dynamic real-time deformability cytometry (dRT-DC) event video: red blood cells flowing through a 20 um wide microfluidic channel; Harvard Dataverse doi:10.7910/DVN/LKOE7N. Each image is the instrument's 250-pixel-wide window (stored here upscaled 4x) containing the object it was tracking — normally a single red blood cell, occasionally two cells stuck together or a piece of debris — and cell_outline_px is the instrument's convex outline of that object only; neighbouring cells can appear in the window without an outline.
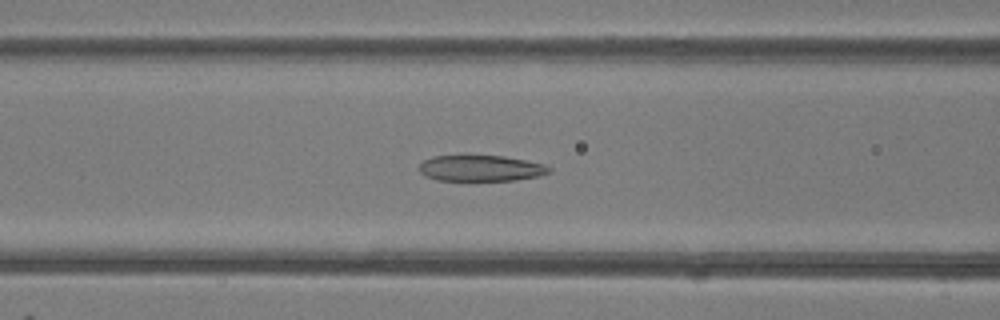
{"species": "common noctule bat (a hibernating species)", "species_latin": "Nyctalus noctula", "temperature_condition": "room temperature", "stored_images_in_passage": 48, "camera_frame_rate_fps": 3000, "um_per_image_px": 0.085, "animal": {"sex": "female"}, "frame": {"image": 1, "passage_image": 19, "time_ms": 6.0, "image_size_px": [1000, 320], "cell_outline_px": [[552, 172], [540, 176], [516, 180], [436, 180], [424, 176], [416, 168], [424, 160], [432, 156], [504, 156], [544, 164], [552, 168]], "centroid_in_image_um": [40.86, 14.31], "position_along_channel_um": 125.7, "area_um2": 19.77}}
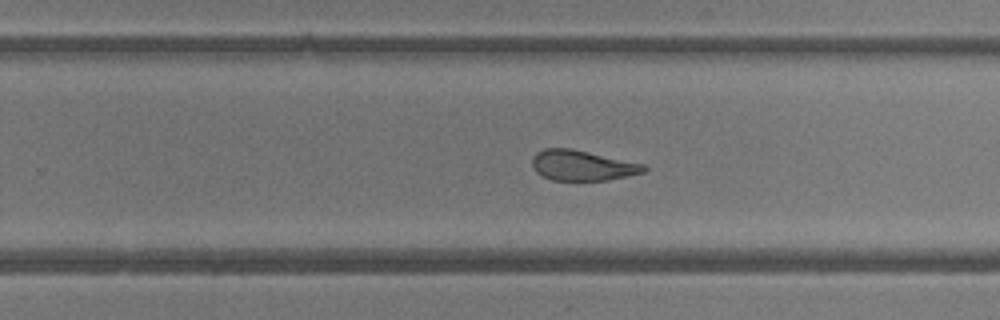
{"frame": {"image": 2, "passage_image": 30, "time_ms": 9.667, "image_size_px": [1000, 320], "cell_outline_px": [[648, 168], [644, 172], [608, 180], [552, 180], [536, 172], [532, 168], [532, 156], [536, 152], [544, 148], [572, 148], [644, 164]], "centroid_in_image_um": [49.46, 14.05], "position_along_channel_um": 280.3, "area_um2": 19.77}}
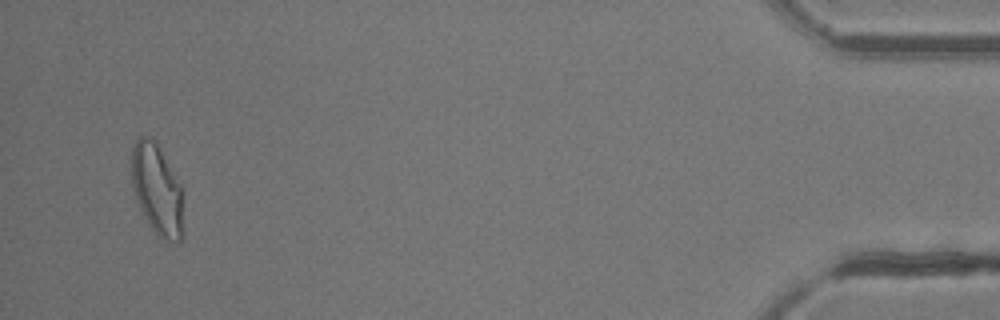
{"frame": {"image": 3, "passage_image": 46, "time_ms": 15.0, "image_size_px": [1000, 320], "cell_outline_px": [[184, 232], [180, 240], [168, 240], [156, 236], [148, 224], [140, 208], [132, 184], [132, 148], [136, 140], [140, 136], [152, 136], [156, 140], [180, 184]], "centroid_in_image_um": [13.35, 16.1], "position_along_channel_um": 421.9, "area_um2": 27.34}, "authors_computed_cell_mechanics": {"area_um2": 23.12, "velocity_mm_per_s": 4.2151, "shape_relaxation_time_tau1_ms": null, "shape_relaxation_time_tau2_ms": 1.5323, "deformation_change_tau1": null, "deformation_change_tau2": 0.0958}}